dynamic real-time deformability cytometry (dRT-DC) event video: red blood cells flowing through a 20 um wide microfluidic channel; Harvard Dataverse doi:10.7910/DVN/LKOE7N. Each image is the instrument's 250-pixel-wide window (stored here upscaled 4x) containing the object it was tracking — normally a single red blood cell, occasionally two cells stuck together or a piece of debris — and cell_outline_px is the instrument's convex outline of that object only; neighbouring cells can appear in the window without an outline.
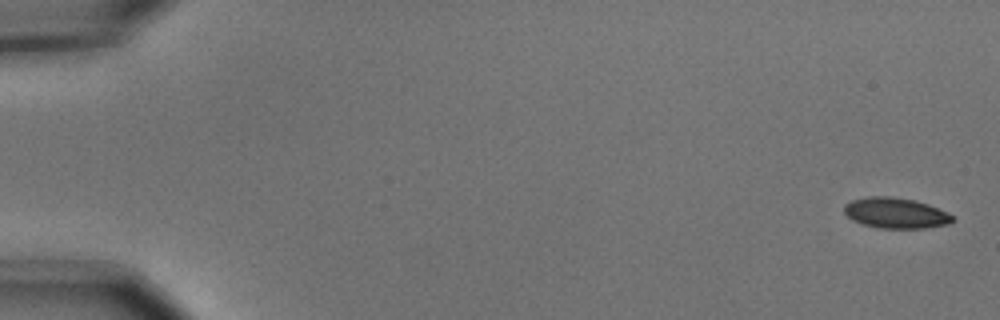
{"species": "common noctule bat (a hibernating species)", "species_latin": "Nyctalus noctula", "temperature_condition": "cold", "stored_images_in_passage": 7, "camera_frame_rate_fps": 3000, "um_per_image_px": 0.085, "animal": {"sex": "male", "body_mass_g": 15.6}, "frame": {"image": 1, "passage_image": 1, "time_ms": 0.0, "image_size_px": [1000, 320], "cell_outline_px": [[956, 220], [948, 224], [924, 228], [880, 228], [864, 224], [852, 220], [844, 212], [844, 204], [852, 200], [868, 196], [892, 196], [916, 200], [928, 204], [948, 212]], "centroid_in_image_um": [76.14, 18.09], "position_along_channel_um": 8.9, "area_um2": 19.42}}
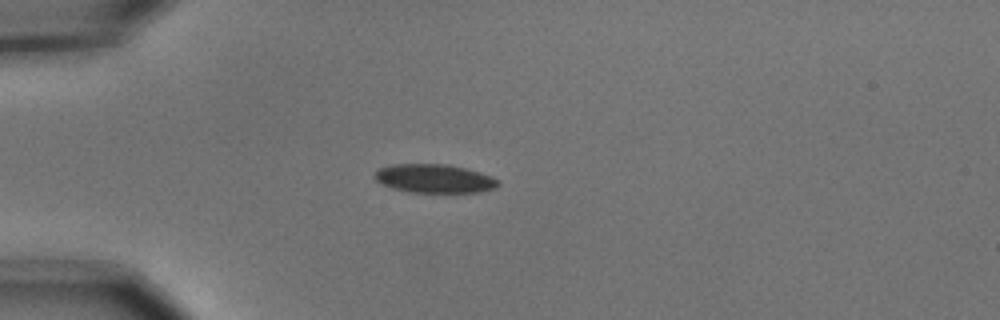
{"frame": {"image": 2, "passage_image": 5, "time_ms": 1.333, "image_size_px": [1000, 320], "cell_outline_px": [[500, 184], [496, 188], [480, 192], [408, 192], [392, 188], [380, 184], [372, 176], [380, 168], [392, 164], [448, 164], [480, 172], [492, 176], [500, 180]], "centroid_in_image_um": [36.93, 15.18], "position_along_channel_um": 48.1, "area_um2": 20.81}}
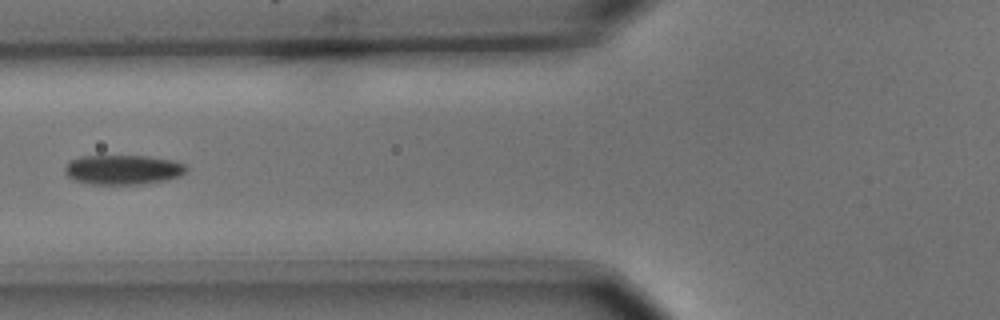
{"frame": {"image": 3, "passage_image": 7, "time_ms": 2.0, "image_size_px": [1000, 320], "cell_outline_px": [[188, 168], [180, 176], [168, 180], [140, 184], [88, 184], [76, 180], [68, 176], [64, 172], [64, 168], [72, 160], [80, 156], [148, 156], [172, 160], [184, 164]], "centroid_in_image_um": [10.47, 14.42], "position_along_channel_um": 115.3, "area_um2": 20.92}}